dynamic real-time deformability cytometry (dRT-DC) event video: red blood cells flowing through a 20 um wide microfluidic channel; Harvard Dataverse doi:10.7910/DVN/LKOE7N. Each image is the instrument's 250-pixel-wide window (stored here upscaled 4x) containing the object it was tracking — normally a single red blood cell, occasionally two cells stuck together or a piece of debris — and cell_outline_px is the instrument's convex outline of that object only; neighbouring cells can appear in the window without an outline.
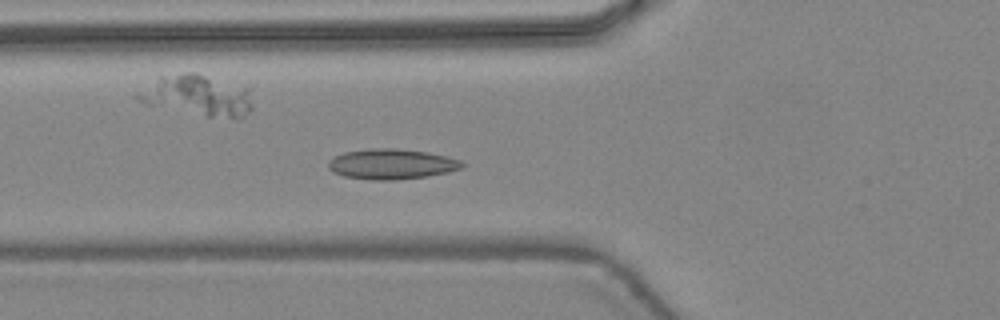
{"species": "common noctule bat (a hibernating species)", "species_latin": "Nyctalus noctula", "temperature_condition": "warm", "stored_images_in_passage": 43, "camera_frame_rate_fps": 3000, "um_per_image_px": 0.085, "animal": {"sex": "female", "body_mass_g": 24.6, "forearm_length_mm": 56.2}, "frame": {"image": 1, "passage_image": 13, "time_ms": 4.0, "image_size_px": [1000, 320], "cell_outline_px": [[464, 164], [460, 168], [448, 172], [428, 176], [392, 180], [372, 180], [344, 176], [332, 172], [328, 168], [328, 160], [344, 152], [372, 148], [396, 148], [428, 152], [448, 156], [460, 160]], "centroid_in_image_um": [33.27, 13.94], "position_along_channel_um": 92.5, "area_um2": 23.64}}
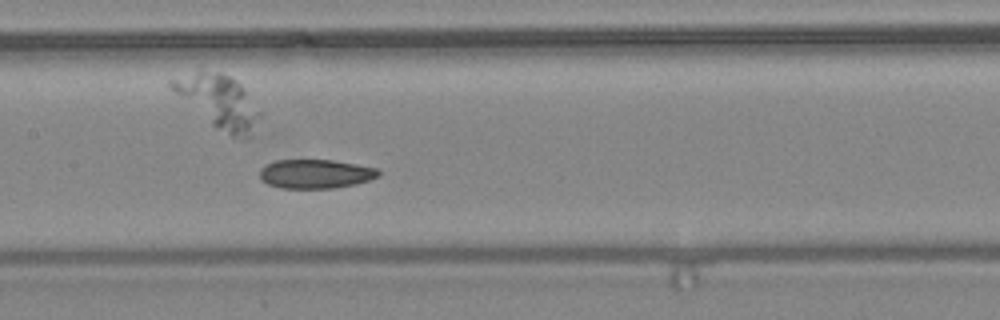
{"frame": {"image": 2, "passage_image": 19, "time_ms": 6.0, "image_size_px": [1000, 320], "cell_outline_px": [[380, 176], [356, 184], [332, 188], [280, 188], [268, 184], [260, 176], [260, 168], [276, 160], [332, 160], [380, 168]], "centroid_in_image_um": [26.86, 14.78], "position_along_channel_um": 180.5, "area_um2": 20.06}}
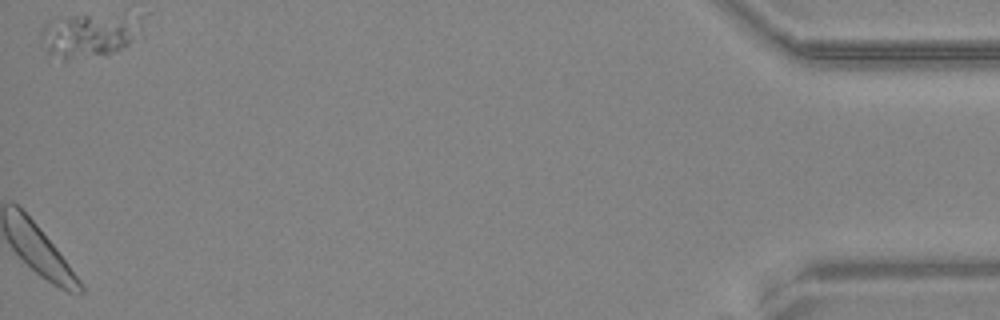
{"frame": {"image": 3, "passage_image": 43, "time_ms": 14.0, "image_size_px": [1000, 320], "cell_outline_px": [[144, 36], [124, 48], [108, 52], [64, 60], [48, 56], [40, 40], [40, 32], [44, 24], [76, 16], [120, 16], [140, 24]], "centroid_in_image_um": [7.51, 3.05], "position_along_channel_um": 427.7, "area_um2": 24.85}, "authors_computed_cell_mechanics": {"area_um2": 21.7906, "velocity_mm_per_s": 4.3492, "shape_relaxation_time_tau1_ms": null, "shape_relaxation_time_tau2_ms": 2.9512, "deformation_change_tau1": null, "deformation_change_tau2": 0.0698}}